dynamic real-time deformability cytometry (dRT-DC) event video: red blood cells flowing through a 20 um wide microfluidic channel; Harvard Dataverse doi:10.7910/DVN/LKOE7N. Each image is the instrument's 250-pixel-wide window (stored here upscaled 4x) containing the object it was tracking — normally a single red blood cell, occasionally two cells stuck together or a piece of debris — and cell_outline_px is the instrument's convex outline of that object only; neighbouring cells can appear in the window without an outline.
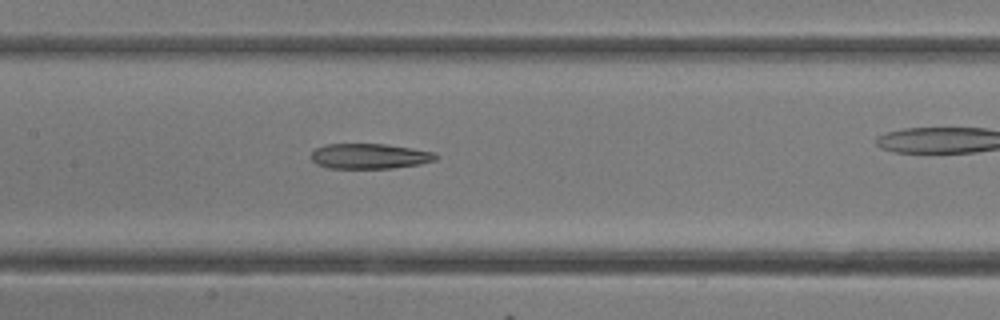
{"species": "common noctule bat (a hibernating species)", "species_latin": "Nyctalus noctula", "temperature_condition": "room temperature", "stored_images_in_passage": 25, "camera_frame_rate_fps": 3000, "um_per_image_px": 0.085, "animal": {"sex": "female"}, "frame": {"image": 1, "passage_image": 15, "time_ms": 4.667, "image_size_px": [1000, 320], "cell_outline_px": [[440, 156], [436, 160], [420, 164], [392, 168], [328, 168], [316, 164], [312, 160], [312, 152], [316, 148], [324, 144], [388, 144], [436, 152]], "centroid_in_image_um": [31.46, 13.27], "position_along_channel_um": 175.9, "area_um2": 18.5}}